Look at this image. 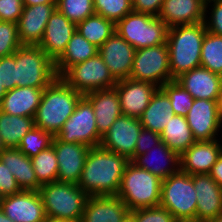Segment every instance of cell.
Segmentation results:
<instances>
[{
  "label": "cell",
  "mask_w": 222,
  "mask_h": 222,
  "mask_svg": "<svg viewBox=\"0 0 222 222\" xmlns=\"http://www.w3.org/2000/svg\"><path fill=\"white\" fill-rule=\"evenodd\" d=\"M204 14L206 31L222 36V0H205Z\"/></svg>",
  "instance_id": "60d3db41"
},
{
  "label": "cell",
  "mask_w": 222,
  "mask_h": 222,
  "mask_svg": "<svg viewBox=\"0 0 222 222\" xmlns=\"http://www.w3.org/2000/svg\"><path fill=\"white\" fill-rule=\"evenodd\" d=\"M160 137L162 142L179 155L196 142L186 117L175 114L160 133Z\"/></svg>",
  "instance_id": "4dcf8cb0"
},
{
  "label": "cell",
  "mask_w": 222,
  "mask_h": 222,
  "mask_svg": "<svg viewBox=\"0 0 222 222\" xmlns=\"http://www.w3.org/2000/svg\"><path fill=\"white\" fill-rule=\"evenodd\" d=\"M2 161L15 177L21 190L39 191L36 173L33 169L31 158L23 154L18 148H5L0 153Z\"/></svg>",
  "instance_id": "83f0119b"
},
{
  "label": "cell",
  "mask_w": 222,
  "mask_h": 222,
  "mask_svg": "<svg viewBox=\"0 0 222 222\" xmlns=\"http://www.w3.org/2000/svg\"><path fill=\"white\" fill-rule=\"evenodd\" d=\"M52 146L58 161L57 181L77 185L90 147L79 143H65L56 136Z\"/></svg>",
  "instance_id": "9a60e30c"
},
{
  "label": "cell",
  "mask_w": 222,
  "mask_h": 222,
  "mask_svg": "<svg viewBox=\"0 0 222 222\" xmlns=\"http://www.w3.org/2000/svg\"><path fill=\"white\" fill-rule=\"evenodd\" d=\"M122 222H134L132 216L130 214H128Z\"/></svg>",
  "instance_id": "11a10c76"
},
{
  "label": "cell",
  "mask_w": 222,
  "mask_h": 222,
  "mask_svg": "<svg viewBox=\"0 0 222 222\" xmlns=\"http://www.w3.org/2000/svg\"><path fill=\"white\" fill-rule=\"evenodd\" d=\"M94 109L96 127L103 136L122 115L116 88L101 89L84 95Z\"/></svg>",
  "instance_id": "484cf974"
},
{
  "label": "cell",
  "mask_w": 222,
  "mask_h": 222,
  "mask_svg": "<svg viewBox=\"0 0 222 222\" xmlns=\"http://www.w3.org/2000/svg\"><path fill=\"white\" fill-rule=\"evenodd\" d=\"M0 85L6 91L16 87V52L13 55L0 58Z\"/></svg>",
  "instance_id": "7bdbcfd3"
},
{
  "label": "cell",
  "mask_w": 222,
  "mask_h": 222,
  "mask_svg": "<svg viewBox=\"0 0 222 222\" xmlns=\"http://www.w3.org/2000/svg\"><path fill=\"white\" fill-rule=\"evenodd\" d=\"M200 66L222 76V36L206 32L202 47Z\"/></svg>",
  "instance_id": "836d02e7"
},
{
  "label": "cell",
  "mask_w": 222,
  "mask_h": 222,
  "mask_svg": "<svg viewBox=\"0 0 222 222\" xmlns=\"http://www.w3.org/2000/svg\"><path fill=\"white\" fill-rule=\"evenodd\" d=\"M176 222H197V221H190V220H177Z\"/></svg>",
  "instance_id": "91938a15"
},
{
  "label": "cell",
  "mask_w": 222,
  "mask_h": 222,
  "mask_svg": "<svg viewBox=\"0 0 222 222\" xmlns=\"http://www.w3.org/2000/svg\"><path fill=\"white\" fill-rule=\"evenodd\" d=\"M209 175L220 187H222V153L212 166Z\"/></svg>",
  "instance_id": "c3c4849f"
},
{
  "label": "cell",
  "mask_w": 222,
  "mask_h": 222,
  "mask_svg": "<svg viewBox=\"0 0 222 222\" xmlns=\"http://www.w3.org/2000/svg\"><path fill=\"white\" fill-rule=\"evenodd\" d=\"M197 196L196 221L206 222L222 215V187L209 174L192 175Z\"/></svg>",
  "instance_id": "44dd1931"
},
{
  "label": "cell",
  "mask_w": 222,
  "mask_h": 222,
  "mask_svg": "<svg viewBox=\"0 0 222 222\" xmlns=\"http://www.w3.org/2000/svg\"><path fill=\"white\" fill-rule=\"evenodd\" d=\"M216 103H217L218 116H219V119L222 123V89H221L219 96L217 97Z\"/></svg>",
  "instance_id": "f907efd6"
},
{
  "label": "cell",
  "mask_w": 222,
  "mask_h": 222,
  "mask_svg": "<svg viewBox=\"0 0 222 222\" xmlns=\"http://www.w3.org/2000/svg\"><path fill=\"white\" fill-rule=\"evenodd\" d=\"M44 88L15 87L7 91L0 104V111L16 116L35 117Z\"/></svg>",
  "instance_id": "4316f807"
},
{
  "label": "cell",
  "mask_w": 222,
  "mask_h": 222,
  "mask_svg": "<svg viewBox=\"0 0 222 222\" xmlns=\"http://www.w3.org/2000/svg\"><path fill=\"white\" fill-rule=\"evenodd\" d=\"M1 210L14 222H45L47 217L38 191H25L4 197Z\"/></svg>",
  "instance_id": "2e32d148"
},
{
  "label": "cell",
  "mask_w": 222,
  "mask_h": 222,
  "mask_svg": "<svg viewBox=\"0 0 222 222\" xmlns=\"http://www.w3.org/2000/svg\"><path fill=\"white\" fill-rule=\"evenodd\" d=\"M76 30L99 48L115 32V24L101 15L93 14L76 25Z\"/></svg>",
  "instance_id": "d6a6232c"
},
{
  "label": "cell",
  "mask_w": 222,
  "mask_h": 222,
  "mask_svg": "<svg viewBox=\"0 0 222 222\" xmlns=\"http://www.w3.org/2000/svg\"><path fill=\"white\" fill-rule=\"evenodd\" d=\"M54 136L45 132L41 128L34 126L22 138L19 146L17 147L23 154L32 158L37 156L41 151L46 150L52 146Z\"/></svg>",
  "instance_id": "d590c367"
},
{
  "label": "cell",
  "mask_w": 222,
  "mask_h": 222,
  "mask_svg": "<svg viewBox=\"0 0 222 222\" xmlns=\"http://www.w3.org/2000/svg\"><path fill=\"white\" fill-rule=\"evenodd\" d=\"M75 32L76 24L56 8L46 24L38 46L55 62L63 54Z\"/></svg>",
  "instance_id": "ac0fdd59"
},
{
  "label": "cell",
  "mask_w": 222,
  "mask_h": 222,
  "mask_svg": "<svg viewBox=\"0 0 222 222\" xmlns=\"http://www.w3.org/2000/svg\"><path fill=\"white\" fill-rule=\"evenodd\" d=\"M6 93H7L6 89L2 85H0V104Z\"/></svg>",
  "instance_id": "f5cc1de1"
},
{
  "label": "cell",
  "mask_w": 222,
  "mask_h": 222,
  "mask_svg": "<svg viewBox=\"0 0 222 222\" xmlns=\"http://www.w3.org/2000/svg\"><path fill=\"white\" fill-rule=\"evenodd\" d=\"M134 222H176L175 217L166 209L159 206L140 208L129 213Z\"/></svg>",
  "instance_id": "b9f144b4"
},
{
  "label": "cell",
  "mask_w": 222,
  "mask_h": 222,
  "mask_svg": "<svg viewBox=\"0 0 222 222\" xmlns=\"http://www.w3.org/2000/svg\"><path fill=\"white\" fill-rule=\"evenodd\" d=\"M220 140L196 141L180 155V171L190 175L209 174L222 153Z\"/></svg>",
  "instance_id": "d6986e66"
},
{
  "label": "cell",
  "mask_w": 222,
  "mask_h": 222,
  "mask_svg": "<svg viewBox=\"0 0 222 222\" xmlns=\"http://www.w3.org/2000/svg\"><path fill=\"white\" fill-rule=\"evenodd\" d=\"M118 93L122 115L140 118L159 88L153 83L131 78L117 81L114 86Z\"/></svg>",
  "instance_id": "e0dca14e"
},
{
  "label": "cell",
  "mask_w": 222,
  "mask_h": 222,
  "mask_svg": "<svg viewBox=\"0 0 222 222\" xmlns=\"http://www.w3.org/2000/svg\"><path fill=\"white\" fill-rule=\"evenodd\" d=\"M160 88L169 97L174 114L186 117L194 102L191 94L175 80L165 83Z\"/></svg>",
  "instance_id": "8d00e7d4"
},
{
  "label": "cell",
  "mask_w": 222,
  "mask_h": 222,
  "mask_svg": "<svg viewBox=\"0 0 222 222\" xmlns=\"http://www.w3.org/2000/svg\"><path fill=\"white\" fill-rule=\"evenodd\" d=\"M174 112L167 94L158 88L140 117L143 128L160 134L173 117Z\"/></svg>",
  "instance_id": "f1b7e54d"
},
{
  "label": "cell",
  "mask_w": 222,
  "mask_h": 222,
  "mask_svg": "<svg viewBox=\"0 0 222 222\" xmlns=\"http://www.w3.org/2000/svg\"><path fill=\"white\" fill-rule=\"evenodd\" d=\"M31 161L40 185L57 181L58 161L53 146L32 157Z\"/></svg>",
  "instance_id": "e575fe53"
},
{
  "label": "cell",
  "mask_w": 222,
  "mask_h": 222,
  "mask_svg": "<svg viewBox=\"0 0 222 222\" xmlns=\"http://www.w3.org/2000/svg\"><path fill=\"white\" fill-rule=\"evenodd\" d=\"M132 162L161 180L180 171V155L172 151L164 142L152 147L145 154L138 155Z\"/></svg>",
  "instance_id": "603a6c76"
},
{
  "label": "cell",
  "mask_w": 222,
  "mask_h": 222,
  "mask_svg": "<svg viewBox=\"0 0 222 222\" xmlns=\"http://www.w3.org/2000/svg\"><path fill=\"white\" fill-rule=\"evenodd\" d=\"M23 9V0H0V21L17 23Z\"/></svg>",
  "instance_id": "f6af8a7d"
},
{
  "label": "cell",
  "mask_w": 222,
  "mask_h": 222,
  "mask_svg": "<svg viewBox=\"0 0 222 222\" xmlns=\"http://www.w3.org/2000/svg\"><path fill=\"white\" fill-rule=\"evenodd\" d=\"M56 8L76 25L95 14L93 0H57Z\"/></svg>",
  "instance_id": "f35d334b"
},
{
  "label": "cell",
  "mask_w": 222,
  "mask_h": 222,
  "mask_svg": "<svg viewBox=\"0 0 222 222\" xmlns=\"http://www.w3.org/2000/svg\"><path fill=\"white\" fill-rule=\"evenodd\" d=\"M162 180L130 161L122 176L117 196L129 211L159 206Z\"/></svg>",
  "instance_id": "5b68a950"
},
{
  "label": "cell",
  "mask_w": 222,
  "mask_h": 222,
  "mask_svg": "<svg viewBox=\"0 0 222 222\" xmlns=\"http://www.w3.org/2000/svg\"><path fill=\"white\" fill-rule=\"evenodd\" d=\"M34 126V117L10 115L0 111V136L5 148H17Z\"/></svg>",
  "instance_id": "1f68e13d"
},
{
  "label": "cell",
  "mask_w": 222,
  "mask_h": 222,
  "mask_svg": "<svg viewBox=\"0 0 222 222\" xmlns=\"http://www.w3.org/2000/svg\"><path fill=\"white\" fill-rule=\"evenodd\" d=\"M130 160L101 146L89 149L78 186L88 196L117 195Z\"/></svg>",
  "instance_id": "6da1fadb"
},
{
  "label": "cell",
  "mask_w": 222,
  "mask_h": 222,
  "mask_svg": "<svg viewBox=\"0 0 222 222\" xmlns=\"http://www.w3.org/2000/svg\"><path fill=\"white\" fill-rule=\"evenodd\" d=\"M206 222H222V215H219L216 218L208 220Z\"/></svg>",
  "instance_id": "db71d44e"
},
{
  "label": "cell",
  "mask_w": 222,
  "mask_h": 222,
  "mask_svg": "<svg viewBox=\"0 0 222 222\" xmlns=\"http://www.w3.org/2000/svg\"><path fill=\"white\" fill-rule=\"evenodd\" d=\"M164 0H132L133 12L158 17Z\"/></svg>",
  "instance_id": "7dc6e473"
},
{
  "label": "cell",
  "mask_w": 222,
  "mask_h": 222,
  "mask_svg": "<svg viewBox=\"0 0 222 222\" xmlns=\"http://www.w3.org/2000/svg\"><path fill=\"white\" fill-rule=\"evenodd\" d=\"M136 49L116 32L99 48L98 54L116 81L130 77Z\"/></svg>",
  "instance_id": "5bb4252c"
},
{
  "label": "cell",
  "mask_w": 222,
  "mask_h": 222,
  "mask_svg": "<svg viewBox=\"0 0 222 222\" xmlns=\"http://www.w3.org/2000/svg\"><path fill=\"white\" fill-rule=\"evenodd\" d=\"M45 222H72V221H65V220H56V219H46Z\"/></svg>",
  "instance_id": "9f6ffc18"
},
{
  "label": "cell",
  "mask_w": 222,
  "mask_h": 222,
  "mask_svg": "<svg viewBox=\"0 0 222 222\" xmlns=\"http://www.w3.org/2000/svg\"><path fill=\"white\" fill-rule=\"evenodd\" d=\"M57 77L55 62L39 46L16 50V87L46 88Z\"/></svg>",
  "instance_id": "8992f818"
},
{
  "label": "cell",
  "mask_w": 222,
  "mask_h": 222,
  "mask_svg": "<svg viewBox=\"0 0 222 222\" xmlns=\"http://www.w3.org/2000/svg\"><path fill=\"white\" fill-rule=\"evenodd\" d=\"M0 222H14L11 219H9L4 212L0 209Z\"/></svg>",
  "instance_id": "816d5d0a"
},
{
  "label": "cell",
  "mask_w": 222,
  "mask_h": 222,
  "mask_svg": "<svg viewBox=\"0 0 222 222\" xmlns=\"http://www.w3.org/2000/svg\"><path fill=\"white\" fill-rule=\"evenodd\" d=\"M56 4L24 6L17 22L18 36L22 45L38 46L43 38L46 24Z\"/></svg>",
  "instance_id": "ffe728a7"
},
{
  "label": "cell",
  "mask_w": 222,
  "mask_h": 222,
  "mask_svg": "<svg viewBox=\"0 0 222 222\" xmlns=\"http://www.w3.org/2000/svg\"><path fill=\"white\" fill-rule=\"evenodd\" d=\"M97 53L98 48L76 30L63 54L55 61L57 76L61 77L71 66L84 62Z\"/></svg>",
  "instance_id": "f546056e"
},
{
  "label": "cell",
  "mask_w": 222,
  "mask_h": 222,
  "mask_svg": "<svg viewBox=\"0 0 222 222\" xmlns=\"http://www.w3.org/2000/svg\"><path fill=\"white\" fill-rule=\"evenodd\" d=\"M24 6H33L38 4H57V0H23Z\"/></svg>",
  "instance_id": "681fc988"
},
{
  "label": "cell",
  "mask_w": 222,
  "mask_h": 222,
  "mask_svg": "<svg viewBox=\"0 0 222 222\" xmlns=\"http://www.w3.org/2000/svg\"><path fill=\"white\" fill-rule=\"evenodd\" d=\"M21 46L17 23L0 21V58L13 55Z\"/></svg>",
  "instance_id": "ab89813d"
},
{
  "label": "cell",
  "mask_w": 222,
  "mask_h": 222,
  "mask_svg": "<svg viewBox=\"0 0 222 222\" xmlns=\"http://www.w3.org/2000/svg\"><path fill=\"white\" fill-rule=\"evenodd\" d=\"M186 120L196 141H211L220 137L218 133L222 123L216 100L194 99Z\"/></svg>",
  "instance_id": "4fadbf2b"
},
{
  "label": "cell",
  "mask_w": 222,
  "mask_h": 222,
  "mask_svg": "<svg viewBox=\"0 0 222 222\" xmlns=\"http://www.w3.org/2000/svg\"><path fill=\"white\" fill-rule=\"evenodd\" d=\"M95 13L116 24L133 12L132 0H93Z\"/></svg>",
  "instance_id": "74e56055"
},
{
  "label": "cell",
  "mask_w": 222,
  "mask_h": 222,
  "mask_svg": "<svg viewBox=\"0 0 222 222\" xmlns=\"http://www.w3.org/2000/svg\"><path fill=\"white\" fill-rule=\"evenodd\" d=\"M61 78L83 96L93 91L113 88L117 84L98 53L84 62L71 66Z\"/></svg>",
  "instance_id": "9c48e42d"
},
{
  "label": "cell",
  "mask_w": 222,
  "mask_h": 222,
  "mask_svg": "<svg viewBox=\"0 0 222 222\" xmlns=\"http://www.w3.org/2000/svg\"><path fill=\"white\" fill-rule=\"evenodd\" d=\"M206 32L204 22L168 28L166 42L173 80L200 67L201 47Z\"/></svg>",
  "instance_id": "3957f363"
},
{
  "label": "cell",
  "mask_w": 222,
  "mask_h": 222,
  "mask_svg": "<svg viewBox=\"0 0 222 222\" xmlns=\"http://www.w3.org/2000/svg\"><path fill=\"white\" fill-rule=\"evenodd\" d=\"M196 194L192 175L179 171L162 180L159 205L176 220L196 221Z\"/></svg>",
  "instance_id": "ba28073f"
},
{
  "label": "cell",
  "mask_w": 222,
  "mask_h": 222,
  "mask_svg": "<svg viewBox=\"0 0 222 222\" xmlns=\"http://www.w3.org/2000/svg\"><path fill=\"white\" fill-rule=\"evenodd\" d=\"M161 142L160 134L142 128L137 138L135 153L129 160L133 161L138 155L145 154L149 149L157 146Z\"/></svg>",
  "instance_id": "ee69618b"
},
{
  "label": "cell",
  "mask_w": 222,
  "mask_h": 222,
  "mask_svg": "<svg viewBox=\"0 0 222 222\" xmlns=\"http://www.w3.org/2000/svg\"><path fill=\"white\" fill-rule=\"evenodd\" d=\"M5 149L3 142L1 140V136H0V153Z\"/></svg>",
  "instance_id": "680465c9"
},
{
  "label": "cell",
  "mask_w": 222,
  "mask_h": 222,
  "mask_svg": "<svg viewBox=\"0 0 222 222\" xmlns=\"http://www.w3.org/2000/svg\"><path fill=\"white\" fill-rule=\"evenodd\" d=\"M129 213L117 195L89 196L80 222H122Z\"/></svg>",
  "instance_id": "d4e9b609"
},
{
  "label": "cell",
  "mask_w": 222,
  "mask_h": 222,
  "mask_svg": "<svg viewBox=\"0 0 222 222\" xmlns=\"http://www.w3.org/2000/svg\"><path fill=\"white\" fill-rule=\"evenodd\" d=\"M142 128L140 118L121 115L102 136L100 146L130 159Z\"/></svg>",
  "instance_id": "7c38bea8"
},
{
  "label": "cell",
  "mask_w": 222,
  "mask_h": 222,
  "mask_svg": "<svg viewBox=\"0 0 222 222\" xmlns=\"http://www.w3.org/2000/svg\"><path fill=\"white\" fill-rule=\"evenodd\" d=\"M0 191L4 196L17 194L22 191L15 177L2 161H0Z\"/></svg>",
  "instance_id": "bcb514c9"
},
{
  "label": "cell",
  "mask_w": 222,
  "mask_h": 222,
  "mask_svg": "<svg viewBox=\"0 0 222 222\" xmlns=\"http://www.w3.org/2000/svg\"><path fill=\"white\" fill-rule=\"evenodd\" d=\"M129 78L150 82L159 88L172 81L167 42L136 50Z\"/></svg>",
  "instance_id": "30bf717a"
},
{
  "label": "cell",
  "mask_w": 222,
  "mask_h": 222,
  "mask_svg": "<svg viewBox=\"0 0 222 222\" xmlns=\"http://www.w3.org/2000/svg\"><path fill=\"white\" fill-rule=\"evenodd\" d=\"M48 219L80 222L88 195L76 184L51 182L39 189Z\"/></svg>",
  "instance_id": "277c9868"
},
{
  "label": "cell",
  "mask_w": 222,
  "mask_h": 222,
  "mask_svg": "<svg viewBox=\"0 0 222 222\" xmlns=\"http://www.w3.org/2000/svg\"><path fill=\"white\" fill-rule=\"evenodd\" d=\"M175 81L194 99L217 100L222 89V76L201 66L183 73Z\"/></svg>",
  "instance_id": "7402d4cb"
},
{
  "label": "cell",
  "mask_w": 222,
  "mask_h": 222,
  "mask_svg": "<svg viewBox=\"0 0 222 222\" xmlns=\"http://www.w3.org/2000/svg\"><path fill=\"white\" fill-rule=\"evenodd\" d=\"M56 137L65 143H79L90 148L100 146L102 136L96 127L94 109L84 96Z\"/></svg>",
  "instance_id": "8fae6325"
},
{
  "label": "cell",
  "mask_w": 222,
  "mask_h": 222,
  "mask_svg": "<svg viewBox=\"0 0 222 222\" xmlns=\"http://www.w3.org/2000/svg\"><path fill=\"white\" fill-rule=\"evenodd\" d=\"M82 97L81 93L70 87L61 77H57L44 88L34 125L56 136Z\"/></svg>",
  "instance_id": "7a4b0ae2"
},
{
  "label": "cell",
  "mask_w": 222,
  "mask_h": 222,
  "mask_svg": "<svg viewBox=\"0 0 222 222\" xmlns=\"http://www.w3.org/2000/svg\"><path fill=\"white\" fill-rule=\"evenodd\" d=\"M205 0H164L159 18L168 28L204 22Z\"/></svg>",
  "instance_id": "cb8c5ba5"
},
{
  "label": "cell",
  "mask_w": 222,
  "mask_h": 222,
  "mask_svg": "<svg viewBox=\"0 0 222 222\" xmlns=\"http://www.w3.org/2000/svg\"><path fill=\"white\" fill-rule=\"evenodd\" d=\"M115 32L138 50L166 43L168 27L159 17L131 12L115 24Z\"/></svg>",
  "instance_id": "52a82bcc"
},
{
  "label": "cell",
  "mask_w": 222,
  "mask_h": 222,
  "mask_svg": "<svg viewBox=\"0 0 222 222\" xmlns=\"http://www.w3.org/2000/svg\"><path fill=\"white\" fill-rule=\"evenodd\" d=\"M4 195L2 194V192L0 191V209H1V206H2V203H3V200H4Z\"/></svg>",
  "instance_id": "6f0895ef"
}]
</instances>
